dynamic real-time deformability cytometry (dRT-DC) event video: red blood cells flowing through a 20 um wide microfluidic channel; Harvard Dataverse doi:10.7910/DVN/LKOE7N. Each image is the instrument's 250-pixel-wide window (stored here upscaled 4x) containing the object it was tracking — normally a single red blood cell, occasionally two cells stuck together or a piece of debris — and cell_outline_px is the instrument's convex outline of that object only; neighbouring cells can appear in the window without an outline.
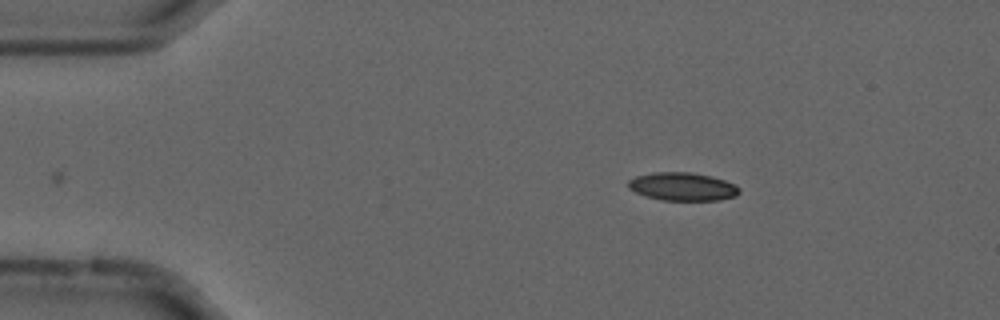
{"species": "common noctule bat (a hibernating species)", "species_latin": "Nyctalus noctula", "temperature_condition": "cold", "stored_images_in_passage": 37, "camera_frame_rate_fps": 3000, "um_per_image_px": 0.085, "animal": {"sex": "male", "forearm_length_mm": 52.5}, "frame": {"image": 1, "passage_image": 1, "time_ms": 0.0, "image_size_px": [1000, 320], "cell_outline_px": [[740, 192], [736, 196], [720, 200], [664, 200], [648, 196], [636, 192], [628, 188], [628, 180], [636, 176], [652, 172], [692, 172], [712, 176], [736, 184], [740, 188]], "centroid_in_image_um": [58.05, 15.85], "position_along_channel_um": 26.9, "area_um2": 18.26}}
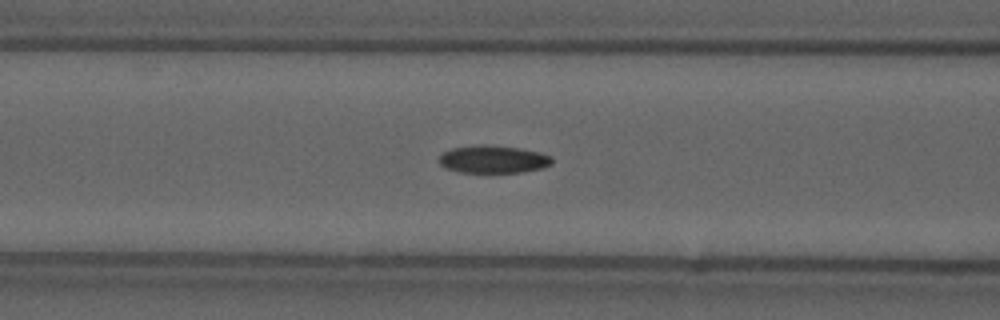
{"frame": {"image": 2, "passage_image": 14, "time_ms": 4.333, "image_size_px": [1000, 320], "cell_outline_px": [[552, 164], [544, 168], [524, 172], [460, 172], [448, 168], [440, 164], [436, 160], [444, 152], [452, 148], [476, 144], [484, 144], [520, 148], [540, 152], [552, 156]], "centroid_in_image_um": [41.95, 13.53], "position_along_channel_um": 124.7, "area_um2": 18.38}}
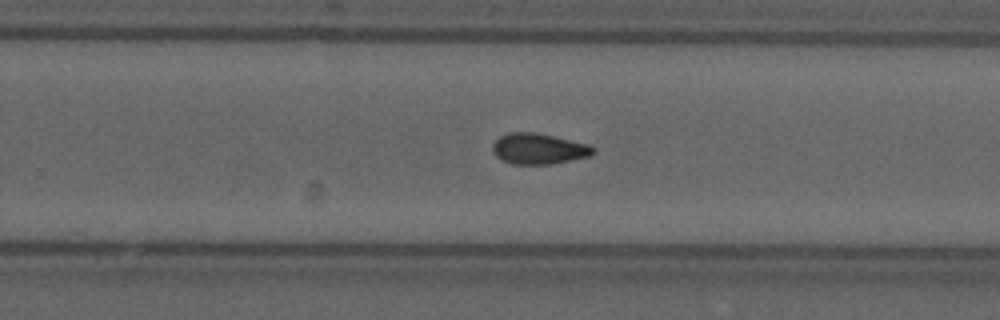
{"frame": {"image": 3, "passage_image": 27, "time_ms": 8.667, "image_size_px": [1000, 320], "cell_outline_px": [[596, 152], [588, 156], [552, 164], [512, 164], [500, 160], [492, 152], [492, 144], [500, 136], [508, 132], [536, 132], [588, 144], [596, 148]], "centroid_in_image_um": [45.75, 12.64], "position_along_channel_um": 284.0, "area_um2": 18.15}, "authors_computed_cell_mechanics": {"area_um2": 18.2648, "velocity_mm_per_s": 3.6875, "shape_relaxation_time_tau1_ms": 10.407, "shape_relaxation_time_tau2_ms": 6.2443, "deformation_change_tau1": 0.2145, "deformation_change_tau2": 0.1201}}